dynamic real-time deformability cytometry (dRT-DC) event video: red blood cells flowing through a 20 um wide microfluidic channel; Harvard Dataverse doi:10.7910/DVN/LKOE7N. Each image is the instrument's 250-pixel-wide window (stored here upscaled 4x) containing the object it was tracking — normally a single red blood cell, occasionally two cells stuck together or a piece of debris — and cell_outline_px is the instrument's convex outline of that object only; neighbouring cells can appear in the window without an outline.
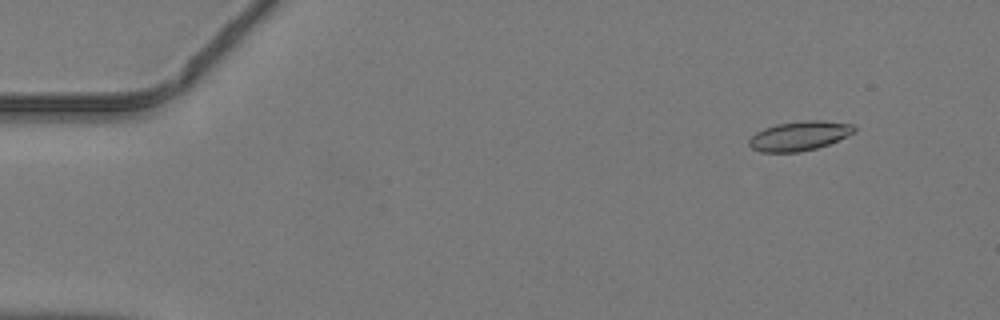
{"species": "common noctule bat (a hibernating species)", "species_latin": "Nyctalus noctula", "temperature_condition": "warm", "stored_images_in_passage": 47, "camera_frame_rate_fps": 3000, "um_per_image_px": 0.085, "animal": {"sex": "male", "body_mass_g": 19.2, "forearm_length_mm": 51.8}, "frame": {"image": 1, "passage_image": 5, "time_ms": 1.333, "image_size_px": [1000, 320], "cell_outline_px": [[856, 132], [828, 144], [816, 148], [800, 152], [760, 152], [752, 148], [748, 144], [748, 140], [756, 132], [764, 128], [776, 124], [808, 120], [820, 120], [852, 124], [856, 128]], "centroid_in_image_um": [67.94, 11.55], "position_along_channel_um": 17.1, "area_um2": 17.98}}
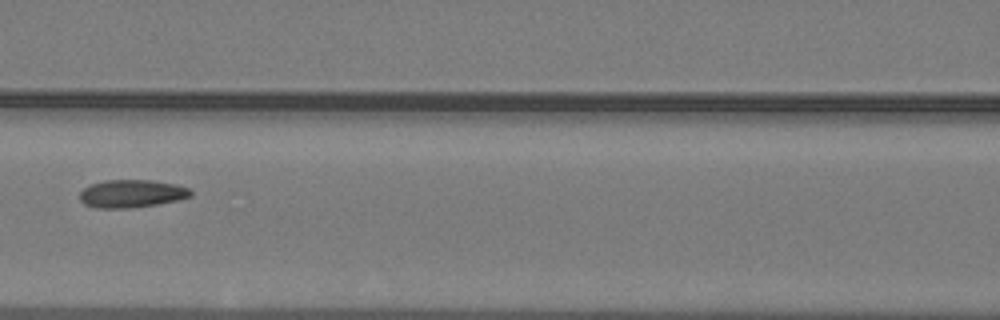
{"frame": {"image": 2, "passage_image": 22, "time_ms": 7.0, "image_size_px": [1000, 320], "cell_outline_px": [[192, 196], [180, 200], [156, 204], [128, 208], [96, 208], [84, 204], [80, 200], [80, 192], [84, 188], [92, 184], [104, 180], [152, 180], [176, 184], [188, 188], [192, 192]], "centroid_in_image_um": [11.2, 16.46], "position_along_channel_um": 155.4, "area_um2": 18.03}}
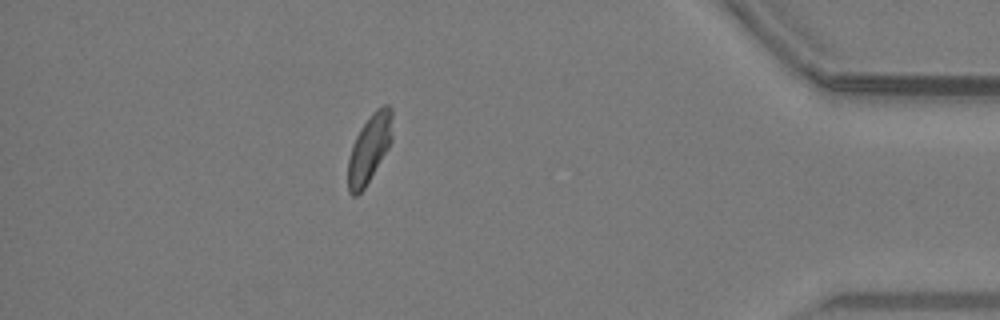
{"frame": {"image": 3, "passage_image": 42, "time_ms": 13.667, "image_size_px": [1000, 320], "cell_outline_px": [[392, 140], [388, 148], [364, 188], [356, 196], [352, 196], [348, 192], [348, 160], [352, 144], [360, 128], [372, 112], [376, 108], [384, 104], [388, 104], [392, 108]], "centroid_in_image_um": [31.39, 12.58], "position_along_channel_um": 403.8, "area_um2": 17.63}}